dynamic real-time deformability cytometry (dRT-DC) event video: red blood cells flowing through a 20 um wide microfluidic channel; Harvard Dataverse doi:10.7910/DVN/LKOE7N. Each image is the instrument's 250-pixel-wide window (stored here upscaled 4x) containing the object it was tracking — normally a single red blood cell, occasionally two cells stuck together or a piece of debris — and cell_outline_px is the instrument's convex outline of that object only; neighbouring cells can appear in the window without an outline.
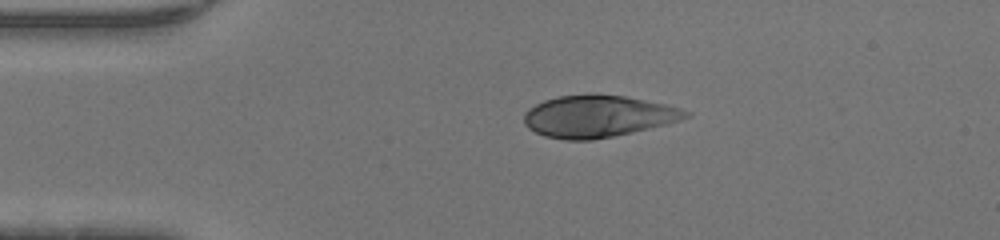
{"species": "human", "species_latin": "Homo sapiens", "temperature_condition": "warm", "stored_images_in_passage": 38, "camera_frame_rate_fps": 3000, "um_per_image_px": 0.085, "donor": {"sex": "male"}, "frame": {"image": 1, "passage_image": 1, "time_ms": 0.0, "image_size_px": [1000, 240], "cell_outline_px": [[692, 112], [688, 116], [680, 120], [668, 124], [632, 132], [592, 140], [564, 140], [544, 136], [528, 128], [524, 124], [524, 112], [528, 108], [544, 100], [556, 96], [588, 92], [596, 92], [624, 96], [664, 104], [680, 108]], "centroid_in_image_um": [50.79, 9.86], "position_along_channel_um": 34.2, "area_um2": 40.0}}
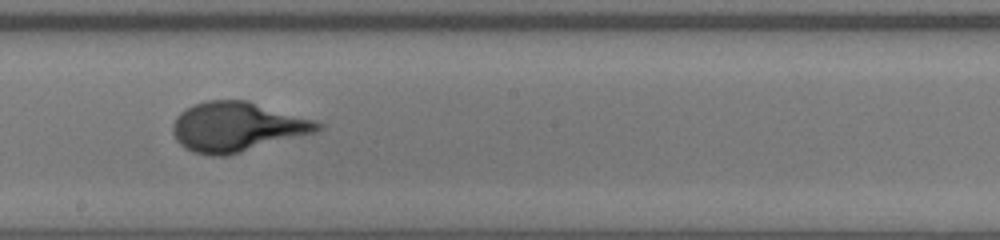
{"frame": {"image": 2, "passage_image": 17, "time_ms": 5.333, "image_size_px": [1000, 240], "cell_outline_px": [[324, 128], [316, 132], [228, 156], [212, 156], [192, 152], [184, 148], [176, 140], [172, 132], [172, 124], [176, 116], [184, 108], [208, 100], [248, 100], [312, 120], [324, 124]], "centroid_in_image_um": [20.11, 10.79], "position_along_channel_um": 228.1, "area_um2": 41.96}}
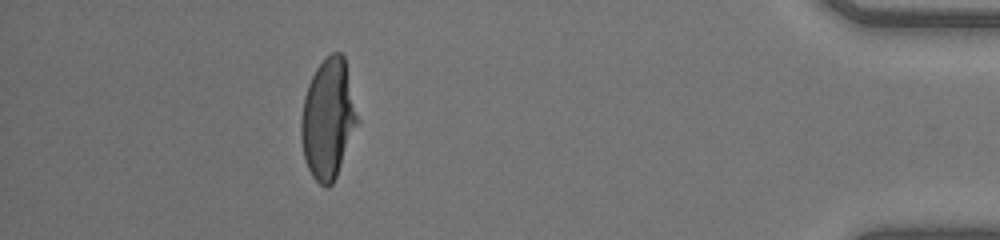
{"frame": {"image": 3, "passage_image": 33, "time_ms": 10.667, "image_size_px": [1000, 240], "cell_outline_px": [[360, 120], [336, 176], [332, 184], [328, 188], [324, 188], [312, 176], [304, 160], [300, 136], [300, 120], [304, 96], [308, 84], [316, 68], [332, 52], [340, 52], [344, 56]], "centroid_in_image_um": [27.89, 10.12], "position_along_channel_um": 407.3, "area_um2": 39.65}}